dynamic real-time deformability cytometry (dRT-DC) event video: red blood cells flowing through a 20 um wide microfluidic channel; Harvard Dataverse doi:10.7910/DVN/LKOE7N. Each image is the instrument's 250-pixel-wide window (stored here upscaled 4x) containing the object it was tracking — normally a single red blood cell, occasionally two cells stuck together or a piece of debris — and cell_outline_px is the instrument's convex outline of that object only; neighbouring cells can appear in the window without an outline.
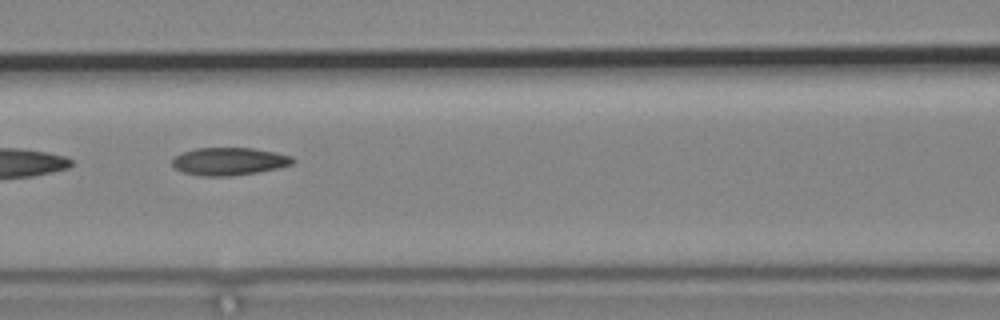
{"species": "common noctule bat (a hibernating species)", "species_latin": "Nyctalus noctula", "temperature_condition": "cold", "stored_images_in_passage": 4, "camera_frame_rate_fps": 3000, "um_per_image_px": 0.085, "animal": {"sex": "male", "body_mass_g": 19.2, "forearm_length_mm": 51.8}, "frame": {"image": 1, "passage_image": 3, "time_ms": 2.667, "image_size_px": [1000, 320], "cell_outline_px": [[296, 160], [292, 164], [280, 168], [232, 176], [200, 176], [180, 172], [172, 164], [172, 160], [180, 152], [196, 148], [252, 148], [276, 152], [292, 156]], "centroid_in_image_um": [19.47, 13.72], "position_along_channel_um": 147.1, "area_um2": 19.65}}